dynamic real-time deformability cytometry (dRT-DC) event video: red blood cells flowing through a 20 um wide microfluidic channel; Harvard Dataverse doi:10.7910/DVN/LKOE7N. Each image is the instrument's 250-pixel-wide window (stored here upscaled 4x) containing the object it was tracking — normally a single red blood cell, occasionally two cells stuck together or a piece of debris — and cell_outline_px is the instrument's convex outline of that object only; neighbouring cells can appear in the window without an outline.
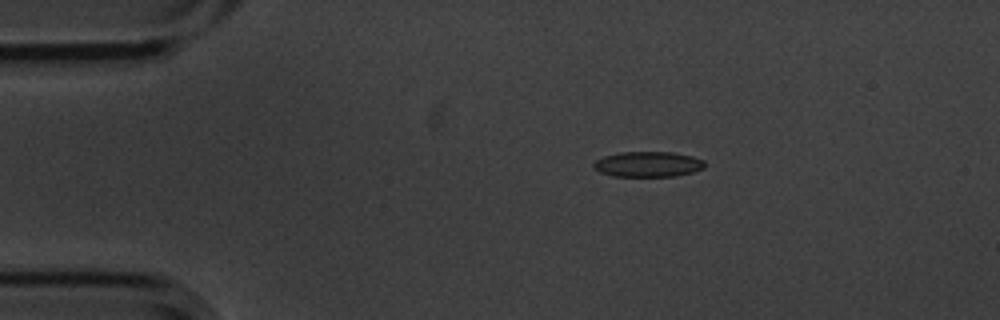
{"species": "common noctule bat (a hibernating species)", "species_latin": "Nyctalus noctula", "temperature_condition": "cold", "stored_images_in_passage": 2, "camera_frame_rate_fps": 3000, "um_per_image_px": 0.085, "animal": {"sex": "male", "body_mass_g": 20.1, "forearm_length_mm": 53.5}, "frame": {"image": 1, "passage_image": 1, "time_ms": 0.0, "image_size_px": [1000, 320], "cell_outline_px": [[704, 168], [692, 172], [676, 176], [612, 176], [600, 172], [592, 168], [592, 164], [596, 160], [604, 156], [620, 152], [672, 152], [692, 156], [704, 160]], "centroid_in_image_um": [55.05, 13.96], "position_along_channel_um": 29.9, "area_um2": 16.47}}